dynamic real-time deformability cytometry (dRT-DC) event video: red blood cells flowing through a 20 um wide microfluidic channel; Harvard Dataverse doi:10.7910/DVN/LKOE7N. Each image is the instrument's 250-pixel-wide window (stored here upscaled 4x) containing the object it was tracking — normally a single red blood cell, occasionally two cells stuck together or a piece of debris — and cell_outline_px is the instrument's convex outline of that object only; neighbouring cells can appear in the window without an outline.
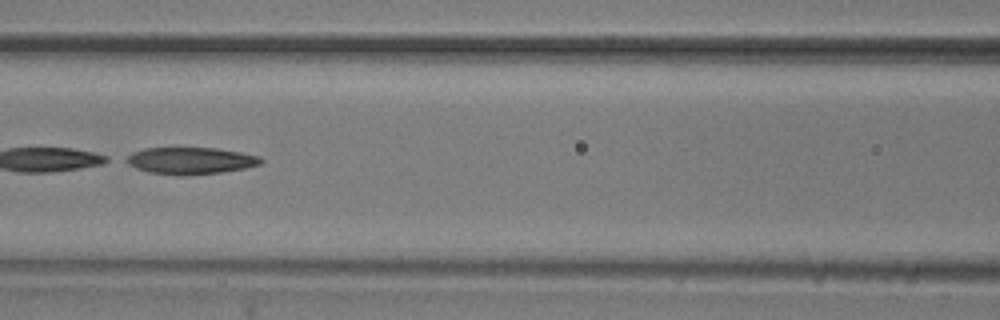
{"species": "common noctule bat (a hibernating species)", "species_latin": "Nyctalus noctula", "temperature_condition": "room temperature", "stored_images_in_passage": 51, "camera_frame_rate_fps": 3000, "um_per_image_px": 0.085, "animal": {"sex": "male", "body_mass_g": 20.5, "forearm_length_mm": 52.5}, "frame": {"image": 1, "passage_image": 22, "time_ms": 7.0, "image_size_px": [1000, 320], "cell_outline_px": [[264, 160], [260, 164], [244, 168], [220, 172], [184, 176], [180, 176], [148, 172], [136, 168], [120, 160], [124, 156], [132, 152], [144, 148], [216, 148], [240, 152], [260, 156]], "centroid_in_image_um": [16.12, 13.66], "position_along_channel_um": 150.5, "area_um2": 21.33}}